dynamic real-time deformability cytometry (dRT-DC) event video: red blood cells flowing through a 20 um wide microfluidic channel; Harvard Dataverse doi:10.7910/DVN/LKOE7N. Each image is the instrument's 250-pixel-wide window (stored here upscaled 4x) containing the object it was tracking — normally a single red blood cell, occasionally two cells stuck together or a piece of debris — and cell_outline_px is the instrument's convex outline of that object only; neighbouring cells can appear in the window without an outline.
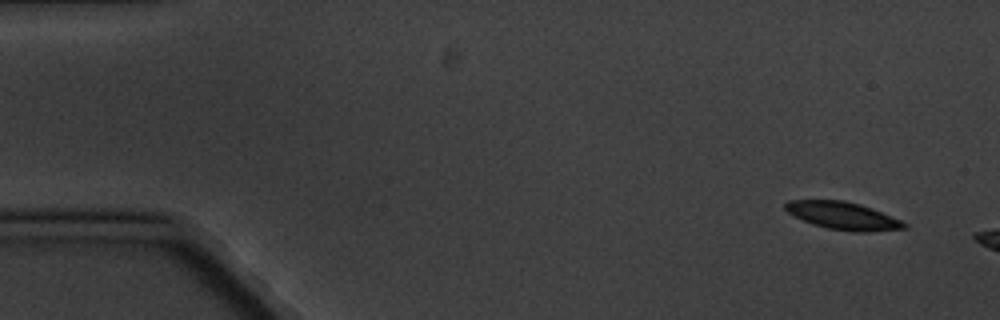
{"species": "common noctule bat (a hibernating species)", "species_latin": "Nyctalus noctula", "temperature_condition": "cold", "stored_images_in_passage": 3, "camera_frame_rate_fps": 3000, "um_per_image_px": 0.085, "animal": {"sex": "male", "body_mass_g": 20.1, "forearm_length_mm": 53.5}, "frame": {"image": 1, "passage_image": 1, "time_ms": 0.0, "image_size_px": [1000, 320], "cell_outline_px": [[908, 228], [868, 232], [852, 232], [828, 228], [812, 224], [788, 212], [784, 208], [784, 204], [788, 200], [844, 200], [860, 204], [900, 220], [908, 224]], "centroid_in_image_um": [71.65, 18.34], "position_along_channel_um": 13.3, "area_um2": 18.96}}